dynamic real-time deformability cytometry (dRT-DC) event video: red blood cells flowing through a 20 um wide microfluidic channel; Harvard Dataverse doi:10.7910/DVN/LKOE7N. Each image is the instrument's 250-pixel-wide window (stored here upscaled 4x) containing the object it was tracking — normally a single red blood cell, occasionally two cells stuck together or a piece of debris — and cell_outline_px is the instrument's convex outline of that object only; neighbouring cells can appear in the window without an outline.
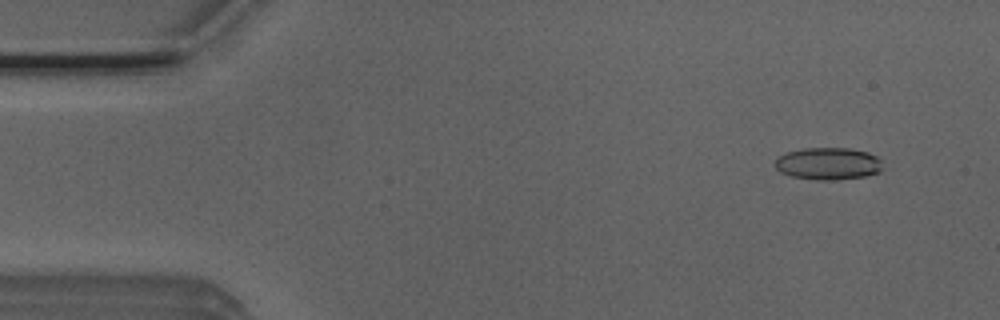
{"species": "Egyptian fruit bat (a non-hibernating species)", "species_latin": "Rousettus aegyptiacus", "temperature_condition": "room temperature", "stored_images_in_passage": 19, "camera_frame_rate_fps": 3000, "um_per_image_px": 0.085, "animal": {"sex": "male"}, "frame": {"image": 1, "passage_image": 4, "time_ms": 1.0, "image_size_px": [1000, 320], "cell_outline_px": [[880, 172], [864, 176], [832, 180], [816, 180], [792, 176], [780, 172], [776, 168], [776, 156], [788, 152], [804, 148], [848, 148], [868, 152], [876, 156], [880, 160]], "centroid_in_image_um": [70.36, 13.9], "position_along_channel_um": 14.6, "area_um2": 20.06}}
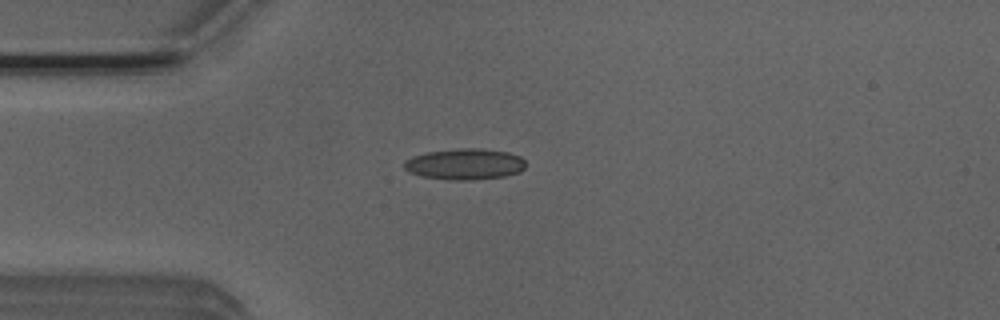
{"frame": {"image": 2, "passage_image": 13, "time_ms": 4.0, "image_size_px": [1000, 320], "cell_outline_px": [[524, 168], [520, 172], [504, 176], [472, 180], [452, 180], [420, 176], [408, 172], [404, 168], [404, 160], [412, 156], [428, 152], [460, 148], [480, 148], [508, 152], [520, 156], [524, 160]], "centroid_in_image_um": [39.49, 13.95], "position_along_channel_um": 45.5, "area_um2": 22.08}}